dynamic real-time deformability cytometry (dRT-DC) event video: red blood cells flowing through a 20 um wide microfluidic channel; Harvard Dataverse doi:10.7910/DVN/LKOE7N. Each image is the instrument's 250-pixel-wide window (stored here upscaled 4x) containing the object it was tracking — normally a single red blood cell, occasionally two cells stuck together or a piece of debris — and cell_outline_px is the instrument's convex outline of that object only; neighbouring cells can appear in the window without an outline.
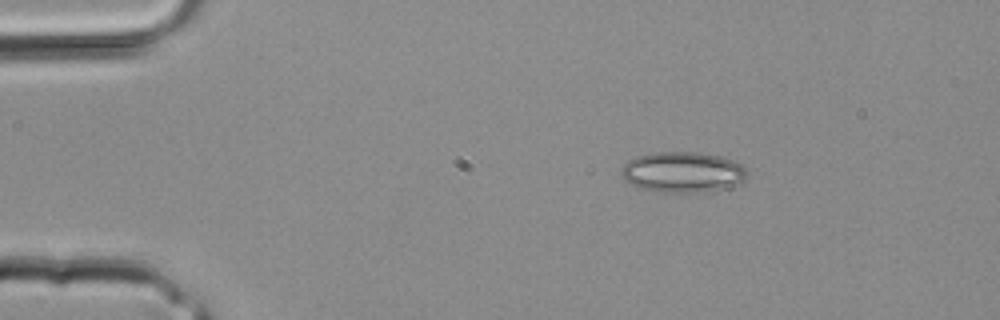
{"species": "common noctule bat (a hibernating species)", "species_latin": "Nyctalus noctula", "temperature_condition": "room temperature", "stored_images_in_passage": 2, "camera_frame_rate_fps": 3000, "um_per_image_px": 0.085, "animal": {"sex": "male", "body_mass_g": 20.4}, "frame": {"image": 1, "passage_image": 1, "time_ms": 0.0, "image_size_px": [1000, 320], "cell_outline_px": [[748, 176], [744, 180], [724, 188], [704, 192], [668, 192], [640, 188], [624, 180], [620, 176], [620, 168], [628, 160], [636, 156], [656, 152], [696, 152], [720, 156], [732, 160], [748, 168]], "centroid_in_image_um": [58.01, 14.62], "position_along_channel_um": 27.0, "area_um2": 29.82}}